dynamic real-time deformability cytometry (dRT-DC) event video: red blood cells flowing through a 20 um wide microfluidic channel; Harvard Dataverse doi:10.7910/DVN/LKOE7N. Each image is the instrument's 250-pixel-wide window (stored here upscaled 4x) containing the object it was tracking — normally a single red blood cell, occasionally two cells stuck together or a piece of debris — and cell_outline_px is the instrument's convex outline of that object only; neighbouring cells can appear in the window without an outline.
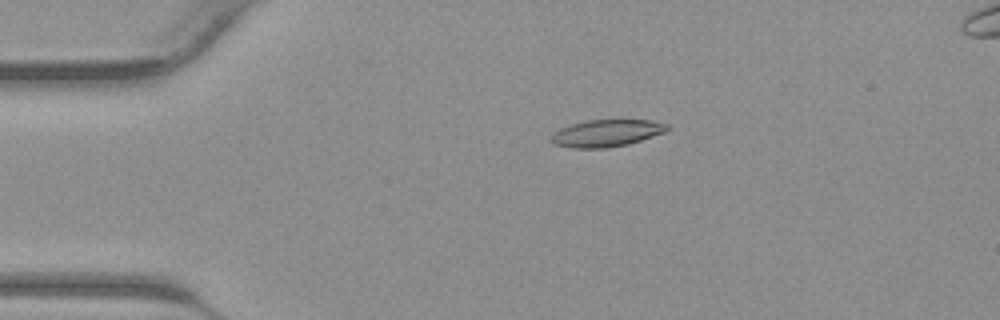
{"species": "common noctule bat (a hibernating species)", "species_latin": "Nyctalus noctula", "temperature_condition": "warm", "stored_images_in_passage": 42, "camera_frame_rate_fps": 3000, "um_per_image_px": 0.085, "animal": {"sex": "male", "body_mass_g": 23.1, "forearm_length_mm": 52.7}, "frame": {"image": 1, "passage_image": 9, "time_ms": 2.667, "image_size_px": [1000, 320], "cell_outline_px": [[672, 128], [664, 132], [628, 144], [604, 148], [572, 148], [556, 144], [552, 140], [552, 136], [560, 128], [584, 120], [652, 120], [668, 124]], "centroid_in_image_um": [51.6, 11.3], "position_along_channel_um": 33.4, "area_um2": 18.09}}
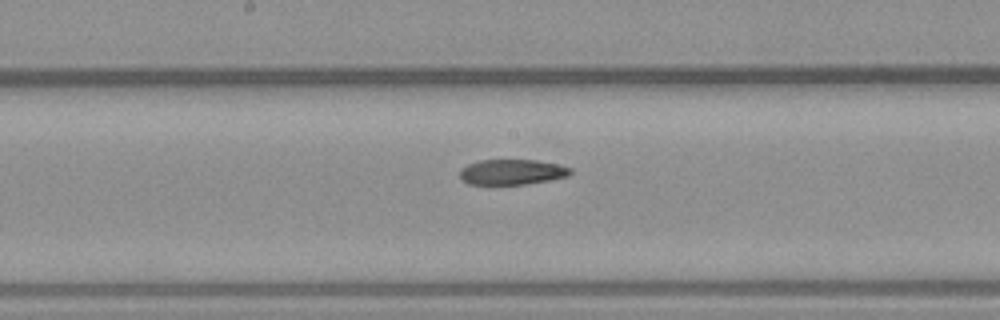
{"frame": {"image": 2, "passage_image": 22, "time_ms": 7.0, "image_size_px": [1000, 320], "cell_outline_px": [[572, 172], [568, 176], [548, 180], [524, 184], [468, 184], [460, 176], [460, 168], [468, 164], [480, 160], [536, 160], [556, 164], [572, 168]], "centroid_in_image_um": [43.51, 14.61], "position_along_channel_um": 204.7, "area_um2": 16.18}}
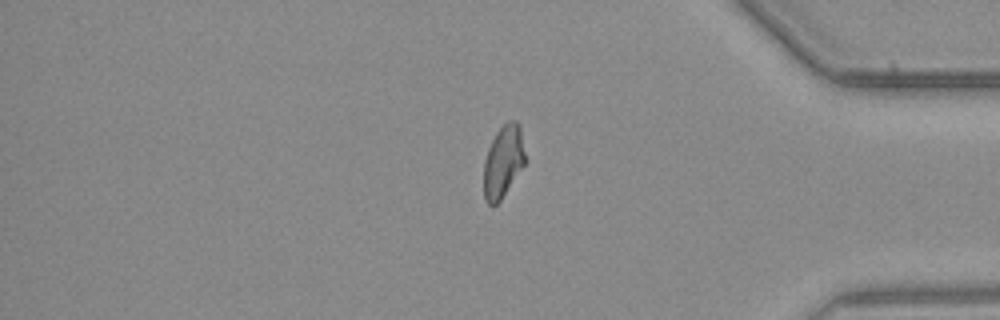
{"frame": {"image": 3, "passage_image": 35, "time_ms": 11.333, "image_size_px": [1000, 320], "cell_outline_px": [[524, 164], [500, 200], [492, 208], [484, 200], [484, 160], [488, 148], [496, 132], [508, 120], [516, 120], [520, 124], [524, 152]], "centroid_in_image_um": [42.75, 13.72], "position_along_channel_um": 392.5, "area_um2": 17.22}}